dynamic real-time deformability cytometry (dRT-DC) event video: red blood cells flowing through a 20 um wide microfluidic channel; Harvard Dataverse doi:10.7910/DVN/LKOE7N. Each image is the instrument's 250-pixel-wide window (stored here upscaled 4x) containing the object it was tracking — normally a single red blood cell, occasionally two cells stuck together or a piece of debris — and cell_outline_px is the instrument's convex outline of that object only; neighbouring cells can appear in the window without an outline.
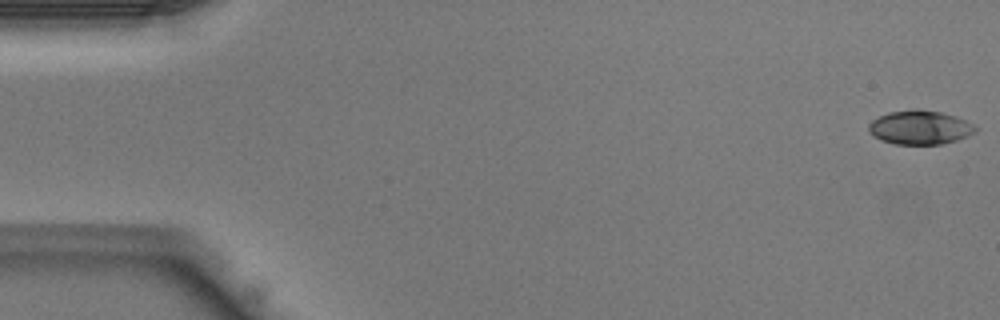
{"species": "Egyptian fruit bat (a non-hibernating species)", "species_latin": "Rousettus aegyptiacus", "temperature_condition": "warm", "stored_images_in_passage": 43, "camera_frame_rate_fps": 3000, "um_per_image_px": 0.085, "animal": {"sex": "male"}, "frame": {"image": 1, "passage_image": 1, "time_ms": 0.0, "image_size_px": [1000, 320], "cell_outline_px": [[976, 132], [968, 136], [956, 140], [940, 144], [896, 144], [880, 140], [872, 136], [868, 132], [868, 124], [872, 120], [888, 112], [916, 108], [940, 112], [956, 116], [972, 124], [976, 128]], "centroid_in_image_um": [78.15, 10.83], "position_along_channel_um": 6.8, "area_um2": 21.21}}
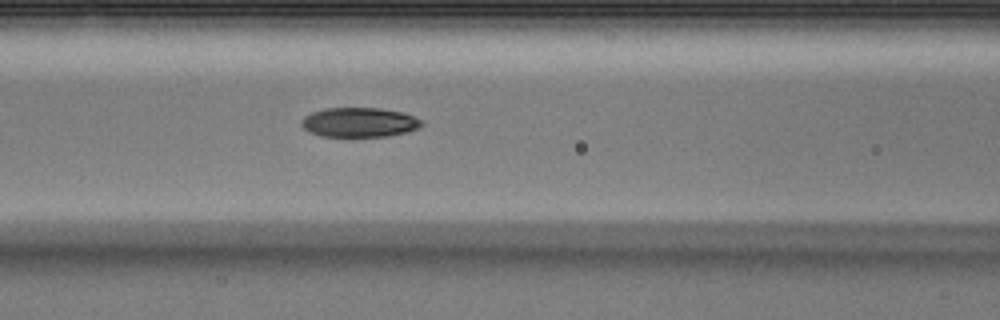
{"frame": {"image": 2, "passage_image": 18, "time_ms": 5.667, "image_size_px": [1000, 320], "cell_outline_px": [[424, 124], [420, 128], [408, 132], [384, 136], [320, 136], [304, 128], [300, 124], [300, 120], [304, 116], [312, 112], [324, 108], [380, 108], [404, 112], [420, 120]], "centroid_in_image_um": [30.54, 10.39], "position_along_channel_um": 136.1, "area_um2": 20.69}}
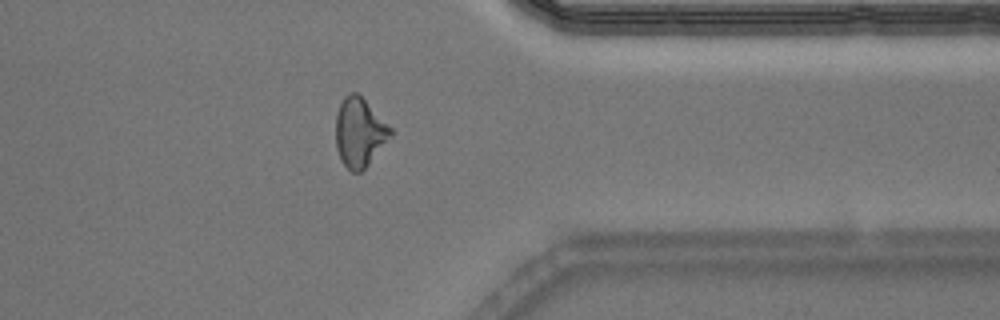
{"frame": {"image": 3, "passage_image": 34, "time_ms": 11.0, "image_size_px": [1000, 320], "cell_outline_px": [[392, 136], [368, 164], [360, 172], [352, 172], [340, 160], [336, 148], [336, 112], [344, 96], [348, 92], [356, 92], [392, 128]], "centroid_in_image_um": [30.54, 11.25], "position_along_channel_um": 380.9, "area_um2": 21.85}}